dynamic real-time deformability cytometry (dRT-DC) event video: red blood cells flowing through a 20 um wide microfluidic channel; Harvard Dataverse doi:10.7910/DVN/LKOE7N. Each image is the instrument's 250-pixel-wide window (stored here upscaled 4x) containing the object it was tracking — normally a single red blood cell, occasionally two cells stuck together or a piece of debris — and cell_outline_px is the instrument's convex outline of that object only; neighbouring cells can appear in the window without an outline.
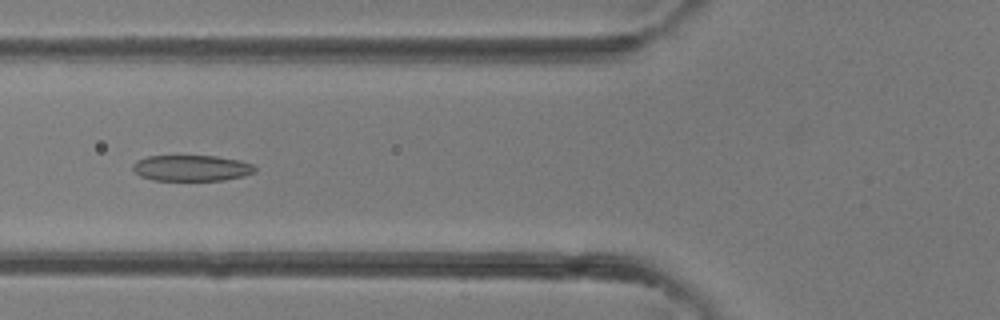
{"species": "common noctule bat (a hibernating species)", "species_latin": "Nyctalus noctula", "temperature_condition": "room temperature", "stored_images_in_passage": 38, "camera_frame_rate_fps": 3000, "um_per_image_px": 0.085, "animal": {"sex": "female"}, "frame": {"image": 1, "passage_image": 14, "time_ms": 4.333, "image_size_px": [1000, 320], "cell_outline_px": [[256, 172], [244, 176], [224, 180], [152, 180], [140, 176], [132, 168], [132, 164], [136, 160], [148, 156], [216, 156], [236, 160], [252, 164], [256, 168]], "centroid_in_image_um": [16.26, 14.29], "position_along_channel_um": 109.5, "area_um2": 18.44}}
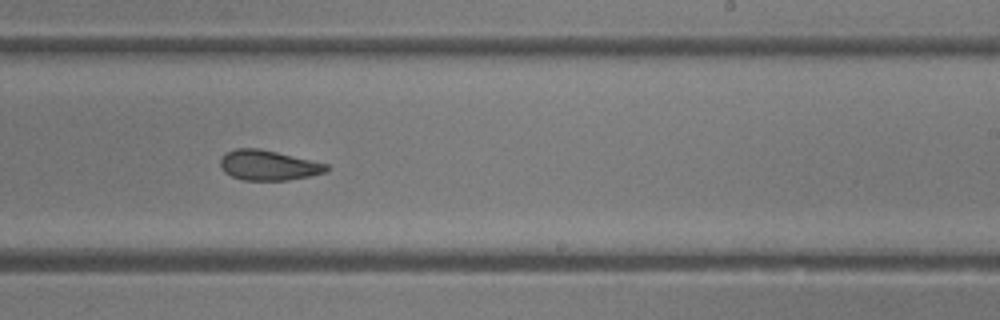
{"frame": {"image": 2, "passage_image": 23, "time_ms": 7.333, "image_size_px": [1000, 320], "cell_outline_px": [[328, 168], [324, 172], [308, 176], [288, 180], [244, 180], [232, 176], [224, 172], [220, 164], [220, 156], [236, 148], [260, 148], [328, 164]], "centroid_in_image_um": [22.77, 14.04], "position_along_channel_um": 266.2, "area_um2": 18.44}}
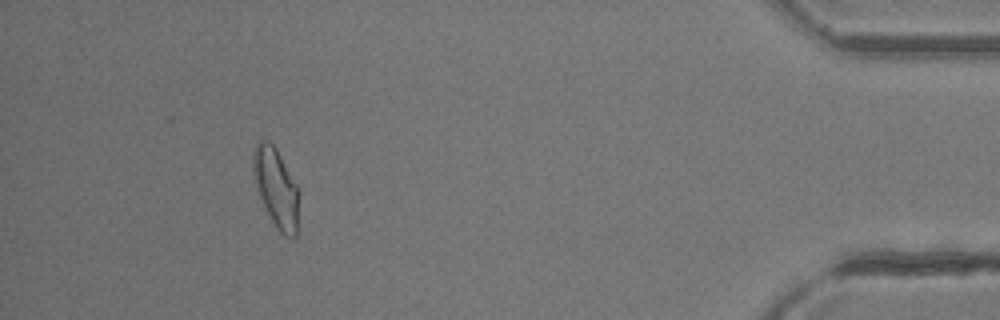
{"frame": {"image": 3, "passage_image": 35, "time_ms": 11.333, "image_size_px": [1000, 320], "cell_outline_px": [[300, 196], [296, 236], [288, 236], [280, 232], [276, 228], [260, 196], [252, 172], [252, 152], [256, 144], [260, 140], [268, 140], [276, 148], [296, 184], [300, 192]], "centroid_in_image_um": [23.48, 15.93], "position_along_channel_um": 411.7, "area_um2": 20.98}}